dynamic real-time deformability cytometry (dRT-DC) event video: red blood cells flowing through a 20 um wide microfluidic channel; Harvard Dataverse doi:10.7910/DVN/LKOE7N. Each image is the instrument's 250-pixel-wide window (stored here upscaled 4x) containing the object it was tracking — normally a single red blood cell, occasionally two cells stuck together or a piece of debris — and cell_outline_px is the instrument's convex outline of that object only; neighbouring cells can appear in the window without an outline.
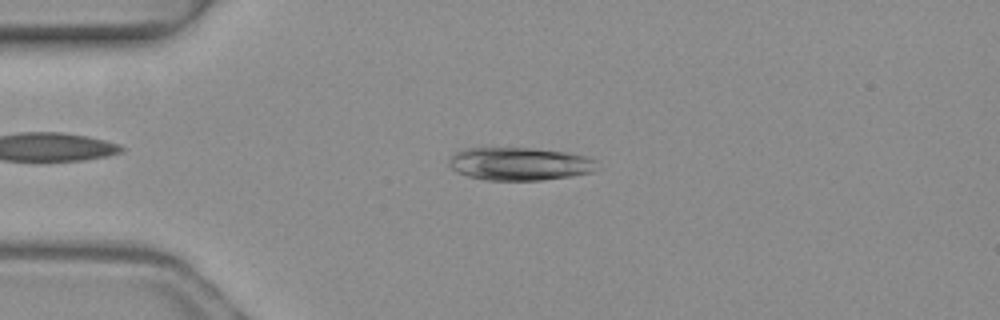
{"species": "common noctule bat (a hibernating species)", "species_latin": "Nyctalus noctula", "temperature_condition": "warm", "stored_images_in_passage": 6, "camera_frame_rate_fps": 3000, "um_per_image_px": 0.085, "animal": {"sex": "female", "body_mass_g": 19.3, "forearm_length_mm": 54.1}, "frame": {"image": 1, "passage_image": 4, "time_ms": 1.0, "image_size_px": [1000, 320], "cell_outline_px": [[596, 168], [592, 172], [572, 176], [540, 180], [484, 180], [468, 176], [456, 172], [448, 164], [448, 160], [456, 152], [464, 148], [536, 148], [564, 152], [584, 156], [596, 160]], "centroid_in_image_um": [44.13, 13.93], "position_along_channel_um": 40.9, "area_um2": 28.44}}
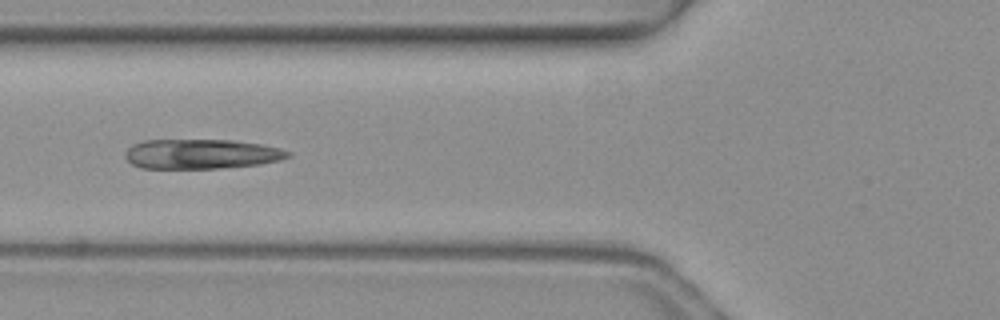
{"frame": {"image": 2, "passage_image": 6, "time_ms": 1.667, "image_size_px": [1000, 320], "cell_outline_px": [[292, 156], [280, 160], [260, 164], [220, 168], [140, 168], [132, 164], [124, 156], [124, 152], [132, 144], [144, 140], [236, 140], [260, 144], [280, 148], [292, 152]], "centroid_in_image_um": [17.12, 13.08], "position_along_channel_um": 108.7, "area_um2": 28.38}}